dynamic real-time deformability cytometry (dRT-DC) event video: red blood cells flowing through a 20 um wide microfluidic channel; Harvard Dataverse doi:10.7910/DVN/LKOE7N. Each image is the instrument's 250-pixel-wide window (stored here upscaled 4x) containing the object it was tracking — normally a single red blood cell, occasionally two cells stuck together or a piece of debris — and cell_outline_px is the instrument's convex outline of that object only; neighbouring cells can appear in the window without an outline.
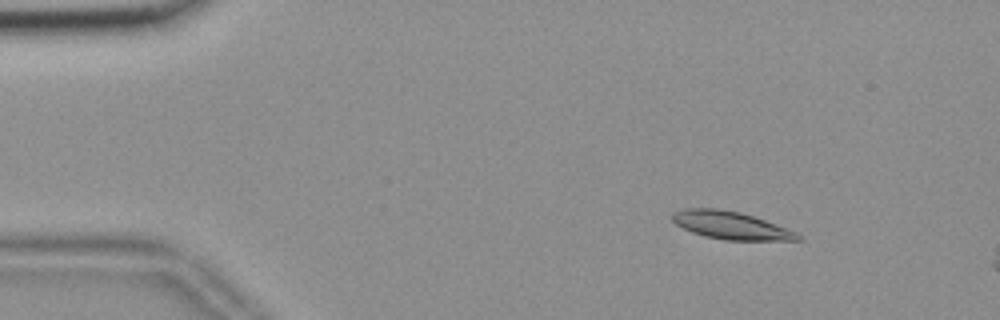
{"species": "common noctule bat (a hibernating species)", "species_latin": "Nyctalus noctula", "temperature_condition": "room temperature", "stored_images_in_passage": 57, "segment_of_instrument_passage": [1, 2], "camera_frame_rate_fps": 3000, "um_per_image_px": 0.085, "animal": {"sex": "female", "body_mass_g": 18.4}, "frame": {"image": 1, "passage_image": 8, "time_ms": 2.333, "image_size_px": [1000, 320], "cell_outline_px": [[804, 240], [724, 240], [704, 236], [692, 232], [676, 224], [668, 216], [672, 212], [684, 208], [716, 208], [740, 212], [776, 224], [796, 232], [804, 236]], "centroid_in_image_um": [62.1, 19.15], "position_along_channel_um": 22.9, "area_um2": 20.4}}
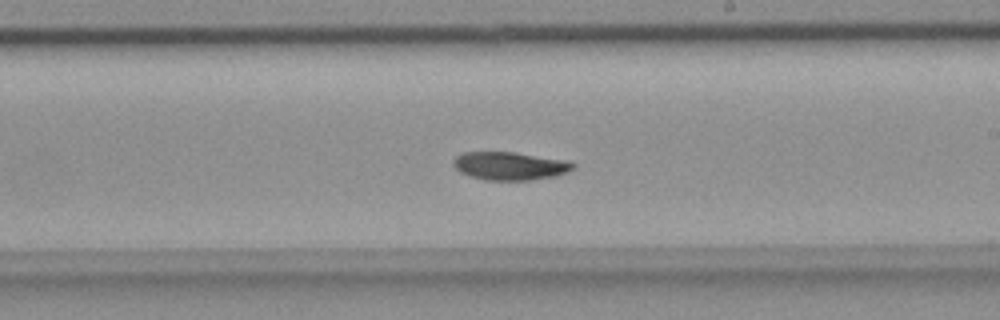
{"frame": {"image": 2, "passage_image": 33, "time_ms": 10.667, "image_size_px": [1000, 320], "cell_outline_px": [[576, 164], [568, 172], [556, 176], [532, 180], [484, 180], [460, 172], [452, 164], [452, 160], [460, 152], [512, 152], [568, 160]], "centroid_in_image_um": [43.33, 14.1], "position_along_channel_um": 245.7, "area_um2": 19.71}}
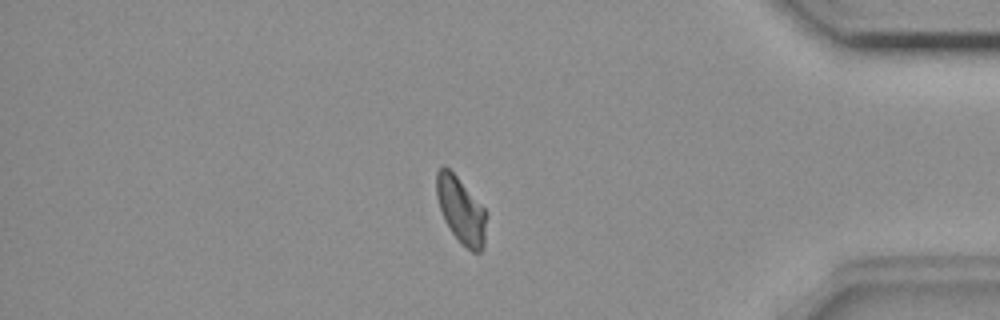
{"frame": {"image": 3, "passage_image": 48, "time_ms": 15.667, "image_size_px": [1000, 320], "cell_outline_px": [[488, 212], [484, 248], [480, 252], [472, 252], [452, 232], [444, 220], [436, 196], [436, 172], [444, 164], [456, 176]], "centroid_in_image_um": [39.21, 17.87], "position_along_channel_um": 396.0, "area_um2": 19.19}}